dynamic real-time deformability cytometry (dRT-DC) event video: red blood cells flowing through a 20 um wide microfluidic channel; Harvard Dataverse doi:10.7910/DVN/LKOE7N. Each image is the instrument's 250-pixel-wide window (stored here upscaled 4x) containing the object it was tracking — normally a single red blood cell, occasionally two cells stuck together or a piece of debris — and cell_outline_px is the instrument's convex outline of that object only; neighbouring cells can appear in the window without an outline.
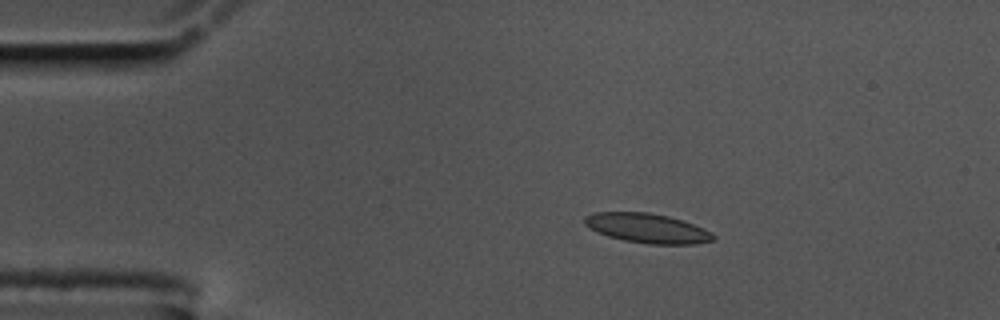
{"species": "common noctule bat (a hibernating species)", "species_latin": "Nyctalus noctula", "temperature_condition": "cold", "stored_images_in_passage": 48, "camera_frame_rate_fps": 3000, "um_per_image_px": 0.085, "animal": {"sex": "male", "body_mass_g": 17.5, "forearm_length_mm": 52.3}, "frame": {"image": 1, "passage_image": 1, "time_ms": 0.0, "image_size_px": [1000, 320], "cell_outline_px": [[716, 240], [696, 244], [648, 244], [624, 240], [608, 236], [596, 232], [584, 224], [584, 216], [596, 212], [648, 212], [668, 216], [692, 224], [712, 232], [716, 236]], "centroid_in_image_um": [55.02, 19.4], "position_along_channel_um": 30.0, "area_um2": 22.14}}
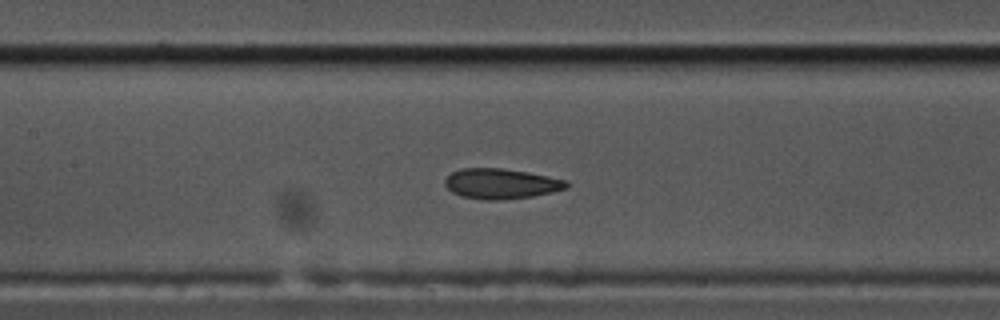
{"frame": {"image": 2, "passage_image": 17, "time_ms": 5.333, "image_size_px": [1000, 320], "cell_outline_px": [[568, 188], [552, 192], [532, 196], [496, 200], [484, 200], [460, 196], [452, 192], [444, 184], [444, 180], [452, 172], [460, 168], [500, 168], [528, 172], [568, 180]], "centroid_in_image_um": [42.58, 15.61], "position_along_channel_um": 164.8, "area_um2": 21.44}}
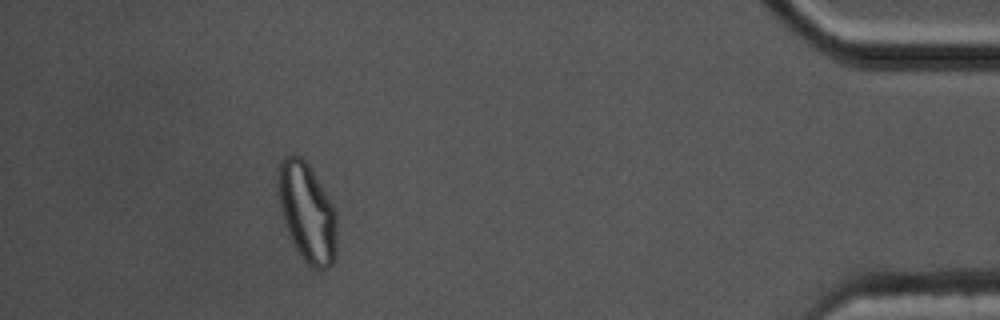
{"frame": {"image": 3, "passage_image": 43, "time_ms": 14.0, "image_size_px": [1000, 320], "cell_outline_px": [[336, 252], [332, 264], [328, 268], [320, 272], [312, 268], [304, 260], [296, 248], [284, 224], [276, 192], [276, 168], [280, 160], [284, 156], [300, 156], [308, 164], [332, 204], [336, 212]], "centroid_in_image_um": [26.06, 18.05], "position_along_channel_um": 409.1, "area_um2": 34.28}, "authors_computed_cell_mechanics": {"area_um2": 21.9929, "velocity_mm_per_s": 3.4669, "shape_relaxation_time_tau1_ms": null, "shape_relaxation_time_tau2_ms": 1.9318, "deformation_change_tau1": null, "deformation_change_tau2": 0.0647}}